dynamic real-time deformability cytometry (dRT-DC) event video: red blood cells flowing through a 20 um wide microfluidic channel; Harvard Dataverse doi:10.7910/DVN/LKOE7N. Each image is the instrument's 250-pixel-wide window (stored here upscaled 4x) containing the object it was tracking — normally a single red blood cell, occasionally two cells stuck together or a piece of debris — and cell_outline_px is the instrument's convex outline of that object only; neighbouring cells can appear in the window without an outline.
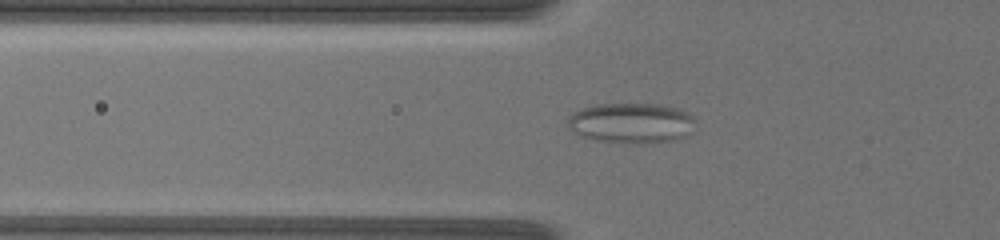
{"species": "common noctule bat (a hibernating species)", "species_latin": "Nyctalus noctula", "temperature_condition": "warm", "stored_images_in_passage": 46, "camera_frame_rate_fps": 3000, "um_per_image_px": 0.085, "animal": {"sex": "female", "body_mass_g": 19.5, "forearm_length_mm": 54.1}, "frame": {"image": 1, "passage_image": 9, "time_ms": 2.0, "image_size_px": [1000, 240], "cell_outline_px": [[692, 132], [688, 136], [676, 140], [644, 144], [636, 144], [596, 140], [580, 136], [572, 132], [568, 128], [568, 120], [572, 112], [596, 104], [656, 104], [680, 108], [688, 112], [692, 116]], "centroid_in_image_um": [53.67, 10.47], "position_along_channel_um": 72.1, "area_um2": 30.29}}
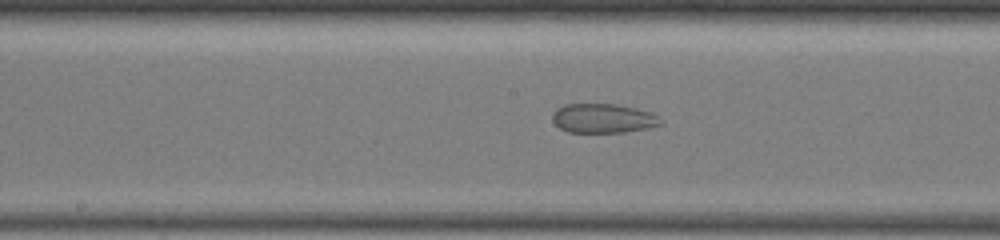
{"frame": {"image": 2, "passage_image": 21, "time_ms": 5.0, "image_size_px": [1000, 240], "cell_outline_px": [[664, 124], [648, 128], [624, 132], [568, 132], [560, 128], [552, 120], [552, 112], [556, 108], [564, 104], [616, 104], [636, 108], [652, 112], [660, 116]], "centroid_in_image_um": [51.29, 10.05], "position_along_channel_um": 196.9, "area_um2": 18.73}}
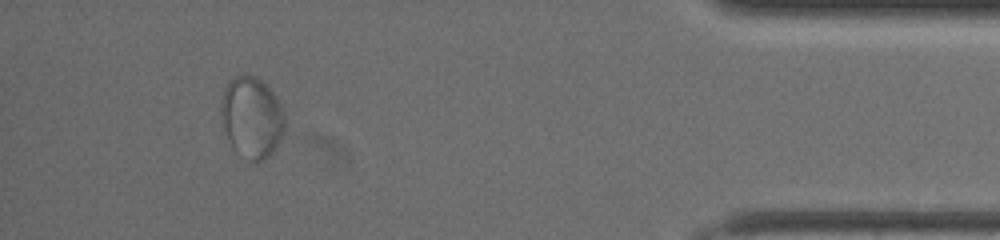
{"frame": {"image": 3, "passage_image": 41, "time_ms": 11.333, "image_size_px": [1000, 240], "cell_outline_px": [[284, 132], [276, 148], [264, 160], [252, 164], [232, 148], [224, 128], [220, 112], [220, 104], [224, 88], [228, 80], [236, 76], [252, 76], [260, 80], [276, 96], [284, 112]], "centroid_in_image_um": [21.39, 10.02], "position_along_channel_um": 413.8, "area_um2": 30.29}}